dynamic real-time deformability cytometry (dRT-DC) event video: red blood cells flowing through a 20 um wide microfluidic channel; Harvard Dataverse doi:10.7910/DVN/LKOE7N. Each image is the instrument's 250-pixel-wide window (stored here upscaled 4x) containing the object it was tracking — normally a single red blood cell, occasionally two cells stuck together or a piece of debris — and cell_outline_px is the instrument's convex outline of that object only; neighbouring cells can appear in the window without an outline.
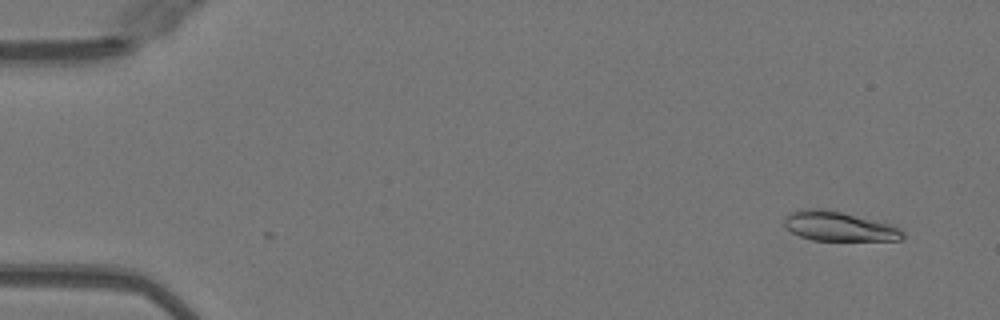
{"species": "Egyptian fruit bat (a non-hibernating species)", "species_latin": "Rousettus aegyptiacus", "temperature_condition": "warm", "stored_images_in_passage": 8, "camera_frame_rate_fps": 3000, "um_per_image_px": 0.085, "animal": {"sex": "female"}, "frame": {"image": 1, "passage_image": 2, "time_ms": 0.333, "image_size_px": [1000, 320], "cell_outline_px": [[904, 236], [900, 240], [812, 240], [800, 236], [792, 232], [784, 224], [784, 220], [788, 212], [800, 208], [820, 208], [840, 212], [892, 224], [900, 228], [904, 232]], "centroid_in_image_um": [71.29, 19.23], "position_along_channel_um": 13.7, "area_um2": 20.35}}